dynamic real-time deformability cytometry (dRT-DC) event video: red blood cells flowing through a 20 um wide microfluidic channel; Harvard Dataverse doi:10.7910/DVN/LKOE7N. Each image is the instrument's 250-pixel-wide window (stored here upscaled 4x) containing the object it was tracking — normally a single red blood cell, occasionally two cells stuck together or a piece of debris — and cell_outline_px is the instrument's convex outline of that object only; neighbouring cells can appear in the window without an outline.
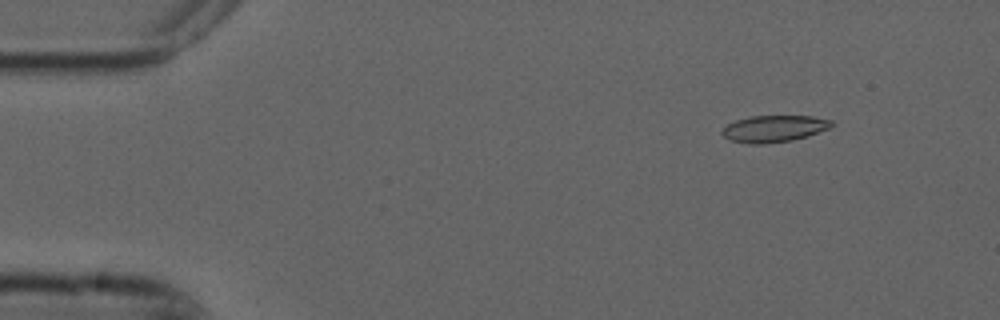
{"species": "common noctule bat (a hibernating species)", "species_latin": "Nyctalus noctula", "temperature_condition": "cold", "stored_images_in_passage": 6, "camera_frame_rate_fps": 3000, "um_per_image_px": 0.085, "animal": {"sex": "male", "forearm_length_mm": 52.5}, "frame": {"image": 1, "passage_image": 2, "time_ms": 0.333, "image_size_px": [1000, 320], "cell_outline_px": [[836, 124], [828, 128], [808, 136], [792, 140], [760, 144], [748, 144], [732, 140], [724, 136], [720, 132], [728, 124], [736, 120], [748, 116], [812, 116], [832, 120]], "centroid_in_image_um": [65.81, 10.93], "position_along_channel_um": 19.2, "area_um2": 16.99}}
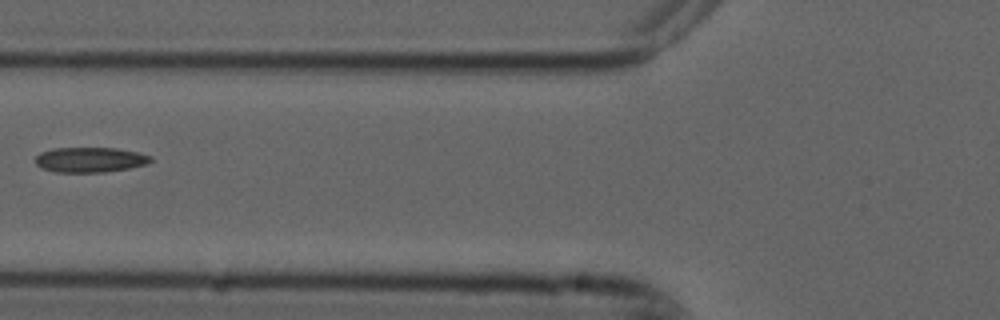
{"frame": {"image": 2, "passage_image": 6, "time_ms": 1.667, "image_size_px": [1000, 320], "cell_outline_px": [[152, 160], [148, 164], [128, 168], [104, 172], [56, 172], [40, 168], [36, 164], [36, 156], [40, 152], [52, 148], [116, 148], [136, 152], [152, 156]], "centroid_in_image_um": [7.64, 13.58], "position_along_channel_um": 118.2, "area_um2": 16.88}}